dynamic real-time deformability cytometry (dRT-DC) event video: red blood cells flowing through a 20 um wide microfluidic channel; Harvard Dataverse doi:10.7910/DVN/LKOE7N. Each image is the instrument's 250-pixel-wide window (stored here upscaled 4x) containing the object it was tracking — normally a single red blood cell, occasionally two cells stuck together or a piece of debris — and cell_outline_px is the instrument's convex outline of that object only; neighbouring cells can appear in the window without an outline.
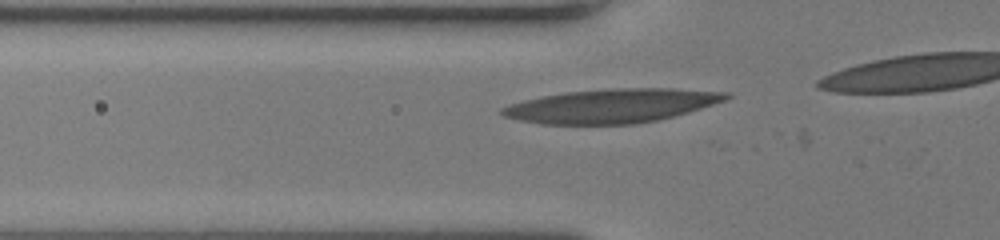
{"species": "human", "species_latin": "Homo sapiens", "temperature_condition": "room temperature", "stored_images_in_passage": 12, "camera_frame_rate_fps": 3000, "um_per_image_px": 0.085, "donor": {"sex": "female"}, "frame": {"image": 1, "passage_image": 6, "time_ms": 1.667, "image_size_px": [1000, 240], "cell_outline_px": [[732, 96], [724, 100], [688, 112], [656, 120], [632, 124], [540, 124], [520, 120], [504, 116], [500, 112], [500, 108], [524, 100], [540, 96], [564, 92], [608, 88], [672, 88], [732, 92]], "centroid_in_image_um": [52.0, 8.98], "position_along_channel_um": 73.8, "area_um2": 44.22}}
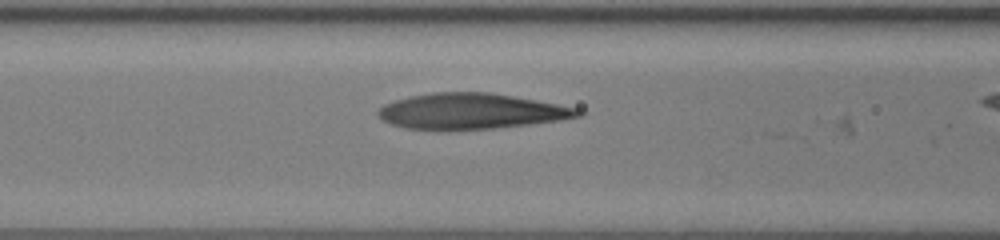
{"frame": {"image": 2, "passage_image": 10, "time_ms": 3.0, "image_size_px": [1000, 240], "cell_outline_px": [[584, 116], [560, 120], [528, 124], [492, 128], [404, 128], [392, 124], [384, 120], [376, 112], [384, 104], [396, 100], [412, 96], [432, 92], [488, 92], [536, 100], [580, 108], [584, 112]], "centroid_in_image_um": [40.12, 9.43], "position_along_channel_um": 126.5, "area_um2": 40.75}}